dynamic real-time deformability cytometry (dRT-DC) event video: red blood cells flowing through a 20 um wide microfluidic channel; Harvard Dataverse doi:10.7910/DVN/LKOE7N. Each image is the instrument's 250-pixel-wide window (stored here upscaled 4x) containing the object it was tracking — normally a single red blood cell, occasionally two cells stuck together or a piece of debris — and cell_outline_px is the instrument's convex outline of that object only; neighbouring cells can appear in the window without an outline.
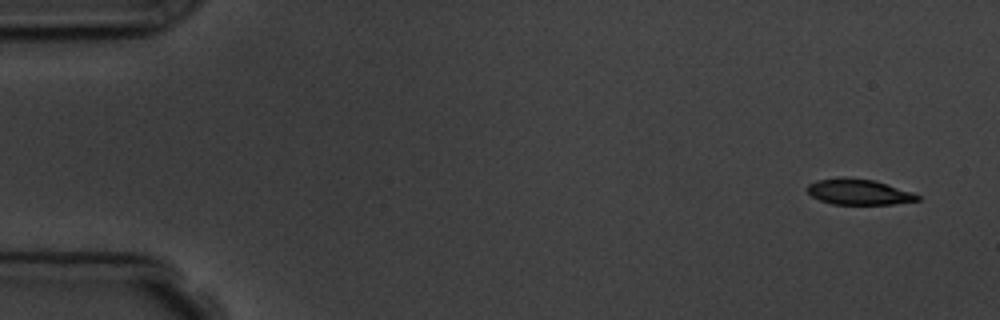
{"species": "common noctule bat (a hibernating species)", "species_latin": "Nyctalus noctula", "temperature_condition": "room temperature", "stored_images_in_passage": 4, "camera_frame_rate_fps": 3000, "um_per_image_px": 0.085, "animal": {"sex": "male", "body_mass_g": 19.5, "forearm_length_mm": 54.6}, "frame": {"image": 1, "passage_image": 1, "time_ms": 0.0, "image_size_px": [1000, 320], "cell_outline_px": [[920, 200], [892, 204], [832, 204], [820, 200], [812, 196], [808, 192], [808, 184], [816, 180], [844, 176], [876, 180], [912, 192], [920, 196]], "centroid_in_image_um": [72.99, 16.29], "position_along_channel_um": 12.0, "area_um2": 16.59}}
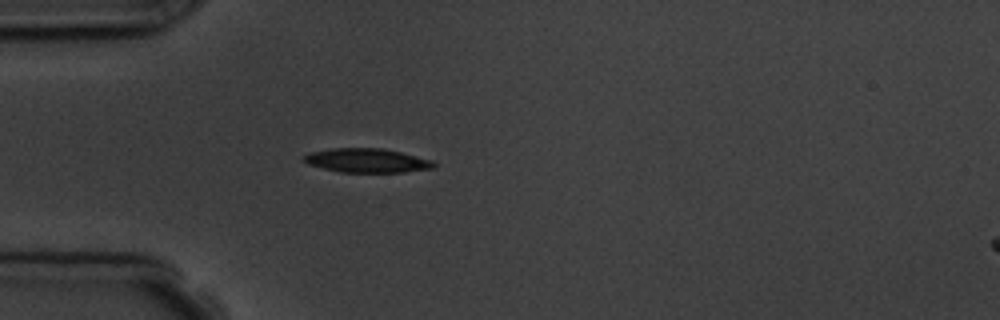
{"frame": {"image": 2, "passage_image": 4, "time_ms": 4.333, "image_size_px": [1000, 320], "cell_outline_px": [[436, 164], [432, 168], [404, 172], [340, 172], [308, 164], [300, 160], [308, 152], [332, 148], [384, 148], [432, 160]], "centroid_in_image_um": [31.14, 13.63], "position_along_channel_um": 53.9, "area_um2": 18.21}}